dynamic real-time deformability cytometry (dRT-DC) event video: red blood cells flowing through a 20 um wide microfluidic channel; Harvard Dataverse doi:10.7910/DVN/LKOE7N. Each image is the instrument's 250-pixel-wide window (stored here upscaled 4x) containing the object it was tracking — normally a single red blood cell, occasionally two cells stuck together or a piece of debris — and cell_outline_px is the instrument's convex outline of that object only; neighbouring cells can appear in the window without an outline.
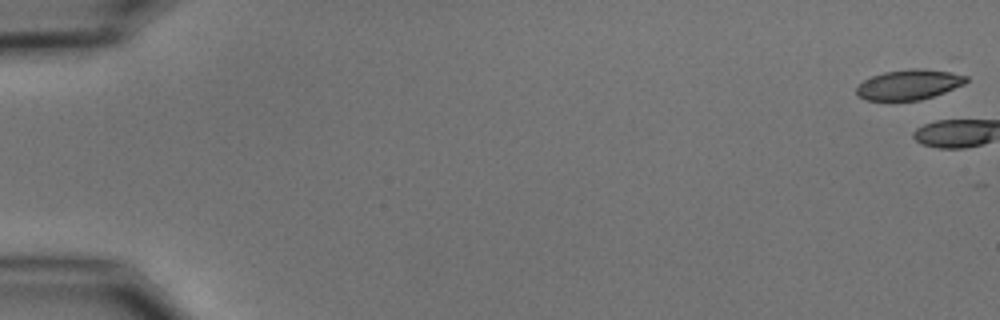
{"species": "common noctule bat (a hibernating species)", "species_latin": "Nyctalus noctula", "temperature_condition": "cold", "stored_images_in_passage": 3, "camera_frame_rate_fps": 3000, "um_per_image_px": 0.085, "animal": {"sex": "male", "body_mass_g": 15.6}, "frame": {"image": 1, "passage_image": 1, "time_ms": 0.0, "image_size_px": [1000, 320], "cell_outline_px": [[968, 80], [964, 84], [944, 92], [920, 100], [868, 100], [856, 96], [856, 88], [864, 80], [872, 76], [884, 72], [908, 68], [944, 68], [968, 76]], "centroid_in_image_um": [77.33, 7.15], "position_along_channel_um": 7.7, "area_um2": 19.71}}